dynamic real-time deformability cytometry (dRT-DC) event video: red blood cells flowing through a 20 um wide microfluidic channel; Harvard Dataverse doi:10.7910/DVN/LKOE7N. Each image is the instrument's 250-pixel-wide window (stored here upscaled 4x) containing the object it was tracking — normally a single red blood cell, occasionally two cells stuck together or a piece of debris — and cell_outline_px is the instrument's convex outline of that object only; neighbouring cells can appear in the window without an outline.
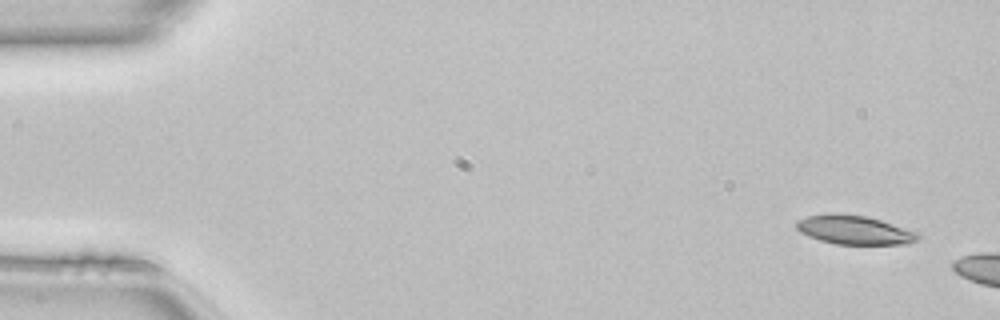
{"species": "common noctule bat (a hibernating species)", "species_latin": "Nyctalus noctula", "temperature_condition": "room temperature", "stored_images_in_passage": 6, "camera_frame_rate_fps": 3000, "um_per_image_px": 0.085, "animal": {"sex": "female", "body_mass_g": 22.7, "forearm_length_mm": 54.2}, "frame": {"image": 1, "passage_image": 1, "time_ms": 0.0, "image_size_px": [1000, 320], "cell_outline_px": [[920, 236], [916, 240], [908, 244], [836, 244], [820, 240], [808, 236], [800, 232], [796, 228], [796, 220], [808, 216], [868, 216], [920, 232]], "centroid_in_image_um": [72.7, 19.59], "position_along_channel_um": 12.3, "area_um2": 19.88}}